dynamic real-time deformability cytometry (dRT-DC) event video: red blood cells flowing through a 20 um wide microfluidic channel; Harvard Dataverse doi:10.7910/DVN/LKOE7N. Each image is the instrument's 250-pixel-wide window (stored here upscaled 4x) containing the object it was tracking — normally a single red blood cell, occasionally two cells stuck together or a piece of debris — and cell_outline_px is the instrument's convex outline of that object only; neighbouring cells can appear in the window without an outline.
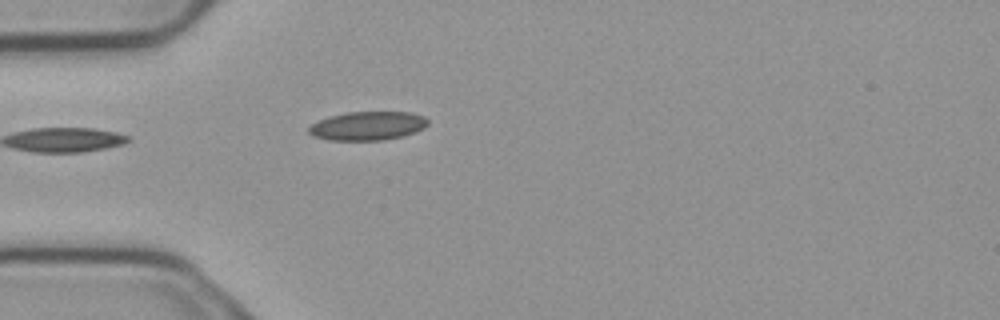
{"species": "common noctule bat (a hibernating species)", "species_latin": "Nyctalus noctula", "temperature_condition": "cold", "stored_images_in_passage": 4, "camera_frame_rate_fps": 3000, "um_per_image_px": 0.085, "animal": {"sex": "male", "body_mass_g": 23.1, "forearm_length_mm": 52.7}, "frame": {"image": 1, "passage_image": 4, "time_ms": 1.0, "image_size_px": [1000, 320], "cell_outline_px": [[428, 124], [424, 128], [416, 132], [400, 136], [380, 140], [328, 140], [312, 136], [308, 132], [308, 128], [312, 124], [328, 116], [348, 112], [412, 112], [424, 116], [428, 120]], "centroid_in_image_um": [31.25, 10.69], "position_along_channel_um": 53.8, "area_um2": 19.94}}